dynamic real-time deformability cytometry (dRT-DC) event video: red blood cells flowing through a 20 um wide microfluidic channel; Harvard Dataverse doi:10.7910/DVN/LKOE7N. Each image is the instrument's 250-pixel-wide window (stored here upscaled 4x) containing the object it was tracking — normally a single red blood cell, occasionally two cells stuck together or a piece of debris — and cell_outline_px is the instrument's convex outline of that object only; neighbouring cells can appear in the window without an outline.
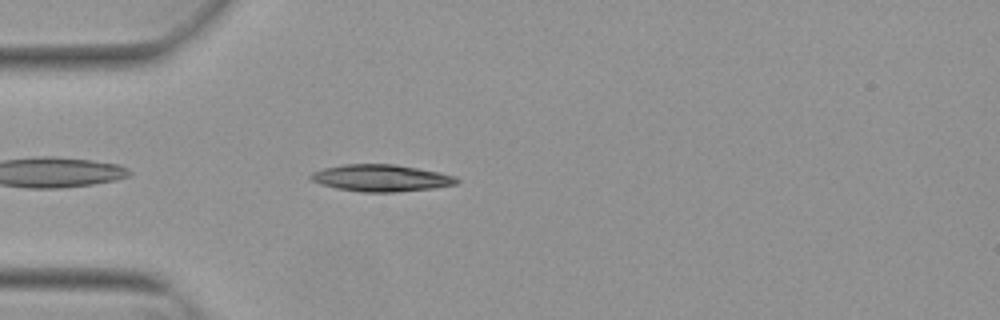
{"species": "Egyptian fruit bat (a non-hibernating species)", "species_latin": "Rousettus aegyptiacus", "temperature_condition": "warm", "stored_images_in_passage": 13, "camera_frame_rate_fps": 3000, "um_per_image_px": 0.085, "animal": {"sex": "female"}, "frame": {"image": 1, "passage_image": 3, "time_ms": 0.667, "image_size_px": [1000, 320], "cell_outline_px": [[460, 180], [456, 184], [436, 188], [396, 192], [360, 192], [336, 188], [320, 184], [312, 180], [308, 176], [312, 172], [324, 168], [344, 164], [392, 164], [440, 172], [456, 176]], "centroid_in_image_um": [32.4, 15.14], "position_along_channel_um": 52.6, "area_um2": 22.95}}
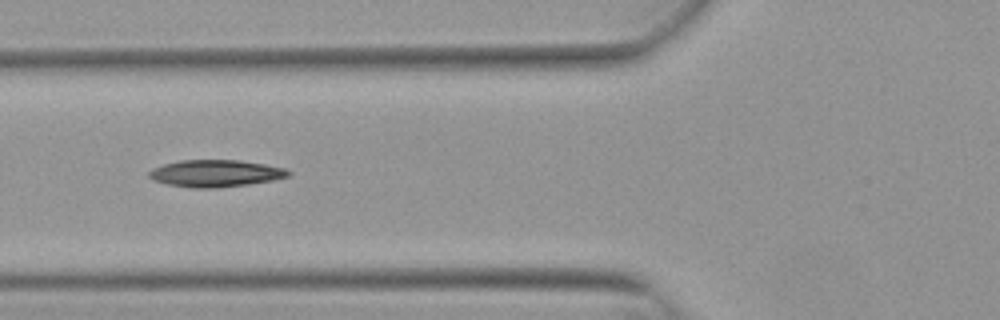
{"frame": {"image": 2, "passage_image": 8, "time_ms": 2.333, "image_size_px": [1000, 320], "cell_outline_px": [[292, 172], [288, 176], [272, 180], [248, 184], [212, 188], [192, 188], [168, 184], [152, 180], [148, 176], [148, 172], [152, 168], [164, 164], [180, 160], [240, 160], [264, 164], [284, 168]], "centroid_in_image_um": [18.28, 14.73], "position_along_channel_um": 107.5, "area_um2": 21.85}}